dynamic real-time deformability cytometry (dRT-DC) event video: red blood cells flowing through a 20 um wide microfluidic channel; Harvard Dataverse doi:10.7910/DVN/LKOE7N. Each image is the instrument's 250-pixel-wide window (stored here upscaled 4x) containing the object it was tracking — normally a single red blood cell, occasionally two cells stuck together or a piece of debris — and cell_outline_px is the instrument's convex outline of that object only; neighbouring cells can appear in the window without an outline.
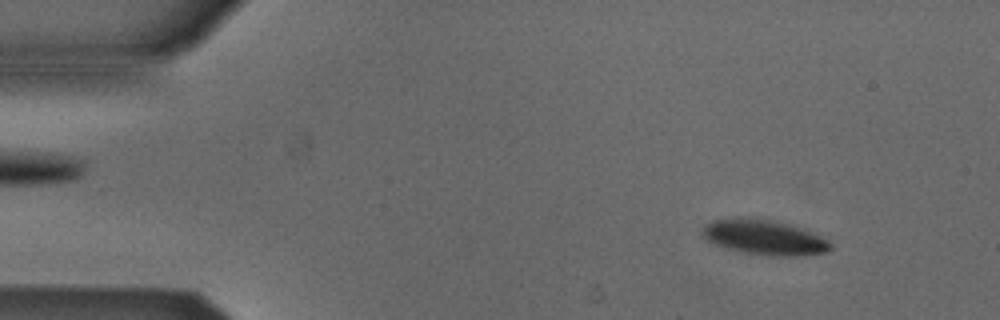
{"species": "Egyptian fruit bat (a non-hibernating species)", "species_latin": "Rousettus aegyptiacus", "temperature_condition": "cold", "stored_images_in_passage": 52, "camera_frame_rate_fps": 3000, "um_per_image_px": 0.085, "animal": {"sex": "male"}, "frame": {"image": 1, "passage_image": 5, "time_ms": 1.333, "image_size_px": [1000, 320], "cell_outline_px": [[832, 248], [828, 252], [804, 256], [768, 256], [744, 252], [728, 248], [716, 244], [700, 236], [700, 232], [708, 224], [716, 220], [760, 220], [784, 224], [820, 236], [828, 240], [832, 244]], "centroid_in_image_um": [65.01, 20.25], "position_along_channel_um": 20.0, "area_um2": 24.85}}
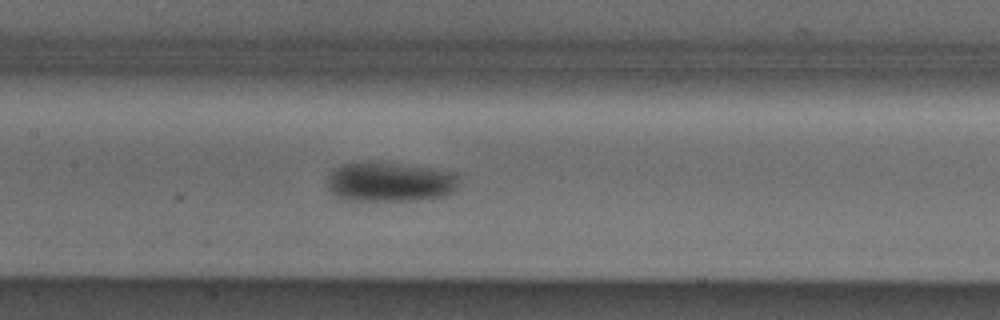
{"frame": {"image": 2, "passage_image": 24, "time_ms": 7.667, "image_size_px": [1000, 320], "cell_outline_px": [[460, 172], [456, 188], [452, 192], [444, 196], [416, 200], [340, 200], [328, 188], [328, 176], [332, 168], [340, 164], [364, 160], [372, 160]], "centroid_in_image_um": [33.11, 15.43], "position_along_channel_um": 174.3, "area_um2": 31.15}}
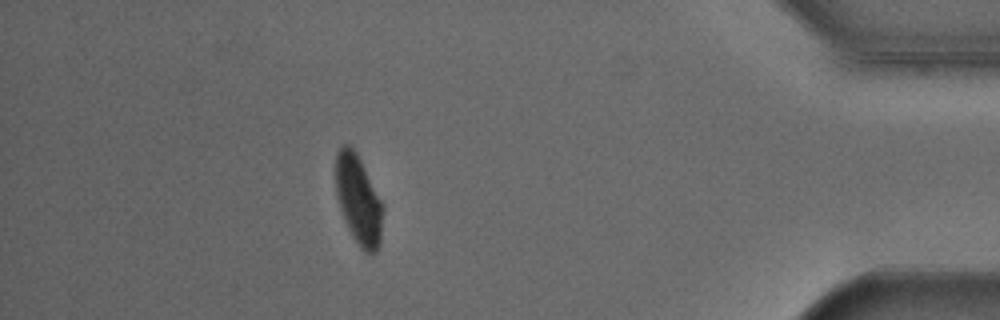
{"frame": {"image": 3, "passage_image": 46, "time_ms": 15.0, "image_size_px": [1000, 320], "cell_outline_px": [[384, 208], [380, 244], [376, 252], [372, 256], [364, 252], [360, 248], [352, 236], [344, 220], [336, 196], [336, 152], [344, 144], [348, 144], [356, 152], [384, 204]], "centroid_in_image_um": [30.49, 17.04], "position_along_channel_um": 404.7, "area_um2": 24.85}, "authors_computed_cell_mechanics": {"area_um2": 27.8596, "velocity_mm_per_s": 3.8235, "shape_relaxation_time_tau1_ms": 2.6439, "shape_relaxation_time_tau2_ms": 3.7555, "deformation_change_tau1": 0.1074, "deformation_change_tau2": 0.0596}}